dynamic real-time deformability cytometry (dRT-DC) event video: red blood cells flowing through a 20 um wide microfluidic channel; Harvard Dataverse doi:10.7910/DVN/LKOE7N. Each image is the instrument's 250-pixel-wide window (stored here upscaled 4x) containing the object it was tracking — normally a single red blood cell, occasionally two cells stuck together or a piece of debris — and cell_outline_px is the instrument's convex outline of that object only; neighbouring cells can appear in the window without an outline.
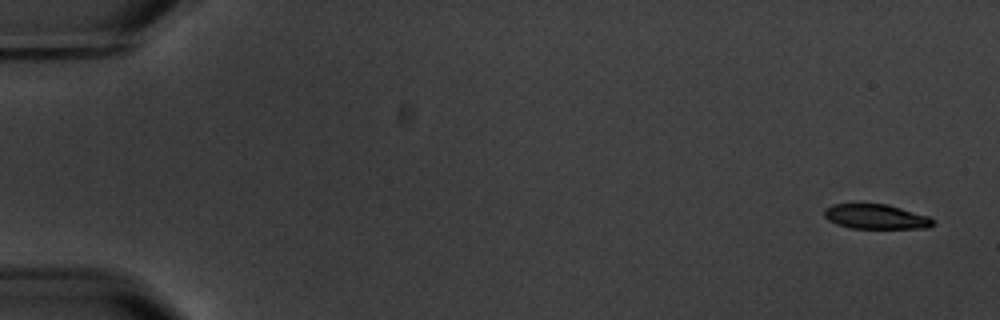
{"species": "common noctule bat (a hibernating species)", "species_latin": "Nyctalus noctula", "temperature_condition": "warm", "stored_images_in_passage": 10, "camera_frame_rate_fps": 3000, "um_per_image_px": 0.085, "animal": {"sex": "male", "body_mass_g": 20.1, "forearm_length_mm": 53.5}, "frame": {"image": 1, "passage_image": 1, "time_ms": 0.0, "image_size_px": [1000, 320], "cell_outline_px": [[936, 224], [928, 228], [848, 228], [836, 224], [828, 220], [824, 216], [824, 208], [832, 204], [888, 204], [928, 216], [936, 220]], "centroid_in_image_um": [74.46, 18.42], "position_along_channel_um": 10.5, "area_um2": 15.84}}
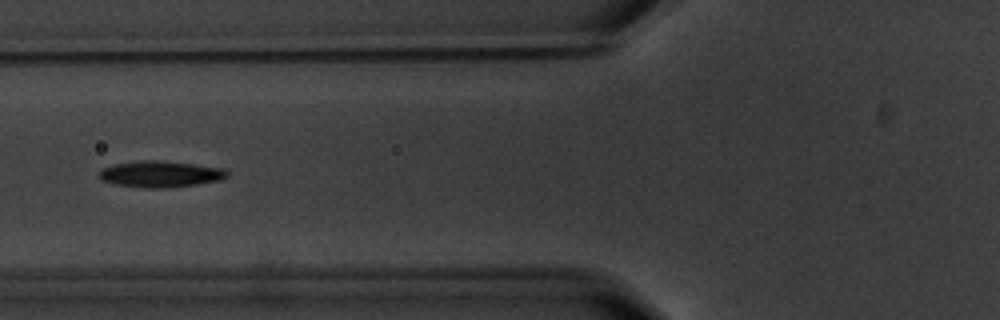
{"frame": {"image": 2, "passage_image": 7, "time_ms": 7.0, "image_size_px": [1000, 320], "cell_outline_px": [[228, 176], [220, 180], [196, 184], [160, 188], [148, 188], [116, 184], [100, 180], [96, 176], [104, 168], [112, 164], [144, 160], [156, 160], [192, 164], [224, 168], [228, 172]], "centroid_in_image_um": [13.61, 14.79], "position_along_channel_um": 112.2, "area_um2": 19.42}}